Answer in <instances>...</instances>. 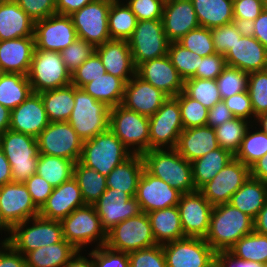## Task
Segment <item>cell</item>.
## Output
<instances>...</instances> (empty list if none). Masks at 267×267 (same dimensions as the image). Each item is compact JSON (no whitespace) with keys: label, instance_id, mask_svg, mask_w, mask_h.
I'll return each instance as SVG.
<instances>
[{"label":"cell","instance_id":"cell-63","mask_svg":"<svg viewBox=\"0 0 267 267\" xmlns=\"http://www.w3.org/2000/svg\"><path fill=\"white\" fill-rule=\"evenodd\" d=\"M24 184L31 195L33 203L40 210L53 192L54 187L37 173L33 174Z\"/></svg>","mask_w":267,"mask_h":267},{"label":"cell","instance_id":"cell-18","mask_svg":"<svg viewBox=\"0 0 267 267\" xmlns=\"http://www.w3.org/2000/svg\"><path fill=\"white\" fill-rule=\"evenodd\" d=\"M249 176L250 168L234 158L199 191L212 206L229 203L231 196Z\"/></svg>","mask_w":267,"mask_h":267},{"label":"cell","instance_id":"cell-46","mask_svg":"<svg viewBox=\"0 0 267 267\" xmlns=\"http://www.w3.org/2000/svg\"><path fill=\"white\" fill-rule=\"evenodd\" d=\"M229 251L243 260L267 265V235L253 231L240 238Z\"/></svg>","mask_w":267,"mask_h":267},{"label":"cell","instance_id":"cell-77","mask_svg":"<svg viewBox=\"0 0 267 267\" xmlns=\"http://www.w3.org/2000/svg\"><path fill=\"white\" fill-rule=\"evenodd\" d=\"M4 74V71L2 70V67L0 65V77Z\"/></svg>","mask_w":267,"mask_h":267},{"label":"cell","instance_id":"cell-75","mask_svg":"<svg viewBox=\"0 0 267 267\" xmlns=\"http://www.w3.org/2000/svg\"><path fill=\"white\" fill-rule=\"evenodd\" d=\"M206 267H222V266L220 265V262L214 257Z\"/></svg>","mask_w":267,"mask_h":267},{"label":"cell","instance_id":"cell-29","mask_svg":"<svg viewBox=\"0 0 267 267\" xmlns=\"http://www.w3.org/2000/svg\"><path fill=\"white\" fill-rule=\"evenodd\" d=\"M34 50V37L0 41V65L4 73H18L27 76Z\"/></svg>","mask_w":267,"mask_h":267},{"label":"cell","instance_id":"cell-51","mask_svg":"<svg viewBox=\"0 0 267 267\" xmlns=\"http://www.w3.org/2000/svg\"><path fill=\"white\" fill-rule=\"evenodd\" d=\"M177 42L184 48L197 53L201 57L210 56L216 53L211 29L206 27L200 26L190 30Z\"/></svg>","mask_w":267,"mask_h":267},{"label":"cell","instance_id":"cell-25","mask_svg":"<svg viewBox=\"0 0 267 267\" xmlns=\"http://www.w3.org/2000/svg\"><path fill=\"white\" fill-rule=\"evenodd\" d=\"M50 123L41 95L32 93L11 110L10 130L37 137Z\"/></svg>","mask_w":267,"mask_h":267},{"label":"cell","instance_id":"cell-6","mask_svg":"<svg viewBox=\"0 0 267 267\" xmlns=\"http://www.w3.org/2000/svg\"><path fill=\"white\" fill-rule=\"evenodd\" d=\"M74 99V108L68 123L83 142L109 129L110 107L76 86Z\"/></svg>","mask_w":267,"mask_h":267},{"label":"cell","instance_id":"cell-62","mask_svg":"<svg viewBox=\"0 0 267 267\" xmlns=\"http://www.w3.org/2000/svg\"><path fill=\"white\" fill-rule=\"evenodd\" d=\"M223 101L234 117L246 119L254 124V111L248 91L235 94Z\"/></svg>","mask_w":267,"mask_h":267},{"label":"cell","instance_id":"cell-13","mask_svg":"<svg viewBox=\"0 0 267 267\" xmlns=\"http://www.w3.org/2000/svg\"><path fill=\"white\" fill-rule=\"evenodd\" d=\"M183 130L179 101L175 97H168L149 117L150 150L176 148Z\"/></svg>","mask_w":267,"mask_h":267},{"label":"cell","instance_id":"cell-48","mask_svg":"<svg viewBox=\"0 0 267 267\" xmlns=\"http://www.w3.org/2000/svg\"><path fill=\"white\" fill-rule=\"evenodd\" d=\"M168 56L184 81L195 75L201 57L197 53L184 48L178 42H170Z\"/></svg>","mask_w":267,"mask_h":267},{"label":"cell","instance_id":"cell-70","mask_svg":"<svg viewBox=\"0 0 267 267\" xmlns=\"http://www.w3.org/2000/svg\"><path fill=\"white\" fill-rule=\"evenodd\" d=\"M81 251H77L76 254L69 260V262L64 267H94L93 263V249L88 254V259L83 256Z\"/></svg>","mask_w":267,"mask_h":267},{"label":"cell","instance_id":"cell-61","mask_svg":"<svg viewBox=\"0 0 267 267\" xmlns=\"http://www.w3.org/2000/svg\"><path fill=\"white\" fill-rule=\"evenodd\" d=\"M226 66V59L222 54L200 57L197 71L192 78L216 80Z\"/></svg>","mask_w":267,"mask_h":267},{"label":"cell","instance_id":"cell-60","mask_svg":"<svg viewBox=\"0 0 267 267\" xmlns=\"http://www.w3.org/2000/svg\"><path fill=\"white\" fill-rule=\"evenodd\" d=\"M19 7L34 21L56 14V0H14Z\"/></svg>","mask_w":267,"mask_h":267},{"label":"cell","instance_id":"cell-5","mask_svg":"<svg viewBox=\"0 0 267 267\" xmlns=\"http://www.w3.org/2000/svg\"><path fill=\"white\" fill-rule=\"evenodd\" d=\"M8 234L5 237L6 241L23 255L40 247L56 244L64 239L60 221L49 220L40 216L15 225Z\"/></svg>","mask_w":267,"mask_h":267},{"label":"cell","instance_id":"cell-8","mask_svg":"<svg viewBox=\"0 0 267 267\" xmlns=\"http://www.w3.org/2000/svg\"><path fill=\"white\" fill-rule=\"evenodd\" d=\"M109 129L133 154L150 150L149 117L117 105L110 108Z\"/></svg>","mask_w":267,"mask_h":267},{"label":"cell","instance_id":"cell-12","mask_svg":"<svg viewBox=\"0 0 267 267\" xmlns=\"http://www.w3.org/2000/svg\"><path fill=\"white\" fill-rule=\"evenodd\" d=\"M128 43L136 68L145 61L168 55L170 45L162 20L137 21Z\"/></svg>","mask_w":267,"mask_h":267},{"label":"cell","instance_id":"cell-45","mask_svg":"<svg viewBox=\"0 0 267 267\" xmlns=\"http://www.w3.org/2000/svg\"><path fill=\"white\" fill-rule=\"evenodd\" d=\"M251 124L246 119L234 117L214 128L219 146L235 156Z\"/></svg>","mask_w":267,"mask_h":267},{"label":"cell","instance_id":"cell-10","mask_svg":"<svg viewBox=\"0 0 267 267\" xmlns=\"http://www.w3.org/2000/svg\"><path fill=\"white\" fill-rule=\"evenodd\" d=\"M105 245L113 250L130 253L157 245L147 213L128 218L107 231Z\"/></svg>","mask_w":267,"mask_h":267},{"label":"cell","instance_id":"cell-40","mask_svg":"<svg viewBox=\"0 0 267 267\" xmlns=\"http://www.w3.org/2000/svg\"><path fill=\"white\" fill-rule=\"evenodd\" d=\"M33 93L26 75L4 73L0 77V104L12 110Z\"/></svg>","mask_w":267,"mask_h":267},{"label":"cell","instance_id":"cell-22","mask_svg":"<svg viewBox=\"0 0 267 267\" xmlns=\"http://www.w3.org/2000/svg\"><path fill=\"white\" fill-rule=\"evenodd\" d=\"M136 74L168 97H175L184 91V80L168 55L141 63L136 68Z\"/></svg>","mask_w":267,"mask_h":267},{"label":"cell","instance_id":"cell-19","mask_svg":"<svg viewBox=\"0 0 267 267\" xmlns=\"http://www.w3.org/2000/svg\"><path fill=\"white\" fill-rule=\"evenodd\" d=\"M93 205L106 232L113 226L128 218L138 216L142 212L136 197L113 188H107Z\"/></svg>","mask_w":267,"mask_h":267},{"label":"cell","instance_id":"cell-57","mask_svg":"<svg viewBox=\"0 0 267 267\" xmlns=\"http://www.w3.org/2000/svg\"><path fill=\"white\" fill-rule=\"evenodd\" d=\"M234 22L247 28L264 10V0H233Z\"/></svg>","mask_w":267,"mask_h":267},{"label":"cell","instance_id":"cell-28","mask_svg":"<svg viewBox=\"0 0 267 267\" xmlns=\"http://www.w3.org/2000/svg\"><path fill=\"white\" fill-rule=\"evenodd\" d=\"M95 53L100 57L106 73L121 78L125 83L136 74L128 41L109 40L95 47Z\"/></svg>","mask_w":267,"mask_h":267},{"label":"cell","instance_id":"cell-14","mask_svg":"<svg viewBox=\"0 0 267 267\" xmlns=\"http://www.w3.org/2000/svg\"><path fill=\"white\" fill-rule=\"evenodd\" d=\"M36 139L40 154L80 161L83 141L68 121L50 122Z\"/></svg>","mask_w":267,"mask_h":267},{"label":"cell","instance_id":"cell-53","mask_svg":"<svg viewBox=\"0 0 267 267\" xmlns=\"http://www.w3.org/2000/svg\"><path fill=\"white\" fill-rule=\"evenodd\" d=\"M246 32L247 28L235 22L212 28V40L216 53L225 55Z\"/></svg>","mask_w":267,"mask_h":267},{"label":"cell","instance_id":"cell-35","mask_svg":"<svg viewBox=\"0 0 267 267\" xmlns=\"http://www.w3.org/2000/svg\"><path fill=\"white\" fill-rule=\"evenodd\" d=\"M201 27L209 29L234 22L233 0H191Z\"/></svg>","mask_w":267,"mask_h":267},{"label":"cell","instance_id":"cell-1","mask_svg":"<svg viewBox=\"0 0 267 267\" xmlns=\"http://www.w3.org/2000/svg\"><path fill=\"white\" fill-rule=\"evenodd\" d=\"M254 231L253 219L230 203L215 205L205 241L215 251H228L240 238Z\"/></svg>","mask_w":267,"mask_h":267},{"label":"cell","instance_id":"cell-37","mask_svg":"<svg viewBox=\"0 0 267 267\" xmlns=\"http://www.w3.org/2000/svg\"><path fill=\"white\" fill-rule=\"evenodd\" d=\"M233 159L234 155L219 147L192 161V179L196 190L211 181Z\"/></svg>","mask_w":267,"mask_h":267},{"label":"cell","instance_id":"cell-4","mask_svg":"<svg viewBox=\"0 0 267 267\" xmlns=\"http://www.w3.org/2000/svg\"><path fill=\"white\" fill-rule=\"evenodd\" d=\"M0 147L10 163L13 182L24 183L36 173L40 155L36 137L8 129L0 135Z\"/></svg>","mask_w":267,"mask_h":267},{"label":"cell","instance_id":"cell-52","mask_svg":"<svg viewBox=\"0 0 267 267\" xmlns=\"http://www.w3.org/2000/svg\"><path fill=\"white\" fill-rule=\"evenodd\" d=\"M248 93L255 118L267 112V70L249 73Z\"/></svg>","mask_w":267,"mask_h":267},{"label":"cell","instance_id":"cell-50","mask_svg":"<svg viewBox=\"0 0 267 267\" xmlns=\"http://www.w3.org/2000/svg\"><path fill=\"white\" fill-rule=\"evenodd\" d=\"M179 101L181 119L184 129L204 126L207 124L208 110L197 100L189 97L184 91L175 96Z\"/></svg>","mask_w":267,"mask_h":267},{"label":"cell","instance_id":"cell-55","mask_svg":"<svg viewBox=\"0 0 267 267\" xmlns=\"http://www.w3.org/2000/svg\"><path fill=\"white\" fill-rule=\"evenodd\" d=\"M106 73L100 57L94 52L85 62L71 73V84L82 88L85 84Z\"/></svg>","mask_w":267,"mask_h":267},{"label":"cell","instance_id":"cell-2","mask_svg":"<svg viewBox=\"0 0 267 267\" xmlns=\"http://www.w3.org/2000/svg\"><path fill=\"white\" fill-rule=\"evenodd\" d=\"M145 169L182 194L196 191L191 162L175 148L151 149L142 154Z\"/></svg>","mask_w":267,"mask_h":267},{"label":"cell","instance_id":"cell-39","mask_svg":"<svg viewBox=\"0 0 267 267\" xmlns=\"http://www.w3.org/2000/svg\"><path fill=\"white\" fill-rule=\"evenodd\" d=\"M125 84L121 78L105 73L103 76L85 84L82 88L94 99L112 108L122 104Z\"/></svg>","mask_w":267,"mask_h":267},{"label":"cell","instance_id":"cell-32","mask_svg":"<svg viewBox=\"0 0 267 267\" xmlns=\"http://www.w3.org/2000/svg\"><path fill=\"white\" fill-rule=\"evenodd\" d=\"M144 168L142 154H132L108 174L106 177L107 188L118 189V191H124L131 197H135Z\"/></svg>","mask_w":267,"mask_h":267},{"label":"cell","instance_id":"cell-67","mask_svg":"<svg viewBox=\"0 0 267 267\" xmlns=\"http://www.w3.org/2000/svg\"><path fill=\"white\" fill-rule=\"evenodd\" d=\"M247 31L267 48V11L265 9L247 27Z\"/></svg>","mask_w":267,"mask_h":267},{"label":"cell","instance_id":"cell-58","mask_svg":"<svg viewBox=\"0 0 267 267\" xmlns=\"http://www.w3.org/2000/svg\"><path fill=\"white\" fill-rule=\"evenodd\" d=\"M136 16L141 20H162L165 0H123Z\"/></svg>","mask_w":267,"mask_h":267},{"label":"cell","instance_id":"cell-76","mask_svg":"<svg viewBox=\"0 0 267 267\" xmlns=\"http://www.w3.org/2000/svg\"><path fill=\"white\" fill-rule=\"evenodd\" d=\"M264 9L267 11V0H264Z\"/></svg>","mask_w":267,"mask_h":267},{"label":"cell","instance_id":"cell-7","mask_svg":"<svg viewBox=\"0 0 267 267\" xmlns=\"http://www.w3.org/2000/svg\"><path fill=\"white\" fill-rule=\"evenodd\" d=\"M63 238L76 250L81 251L87 245L94 244V248L105 245L107 232L102 227L94 205L86 204L75 209L61 221Z\"/></svg>","mask_w":267,"mask_h":267},{"label":"cell","instance_id":"cell-56","mask_svg":"<svg viewBox=\"0 0 267 267\" xmlns=\"http://www.w3.org/2000/svg\"><path fill=\"white\" fill-rule=\"evenodd\" d=\"M129 267H167L161 244L128 253Z\"/></svg>","mask_w":267,"mask_h":267},{"label":"cell","instance_id":"cell-73","mask_svg":"<svg viewBox=\"0 0 267 267\" xmlns=\"http://www.w3.org/2000/svg\"><path fill=\"white\" fill-rule=\"evenodd\" d=\"M11 110L0 104V135L10 128Z\"/></svg>","mask_w":267,"mask_h":267},{"label":"cell","instance_id":"cell-41","mask_svg":"<svg viewBox=\"0 0 267 267\" xmlns=\"http://www.w3.org/2000/svg\"><path fill=\"white\" fill-rule=\"evenodd\" d=\"M137 18L122 0H112L108 12V29L111 40L128 41L137 24Z\"/></svg>","mask_w":267,"mask_h":267},{"label":"cell","instance_id":"cell-27","mask_svg":"<svg viewBox=\"0 0 267 267\" xmlns=\"http://www.w3.org/2000/svg\"><path fill=\"white\" fill-rule=\"evenodd\" d=\"M85 205L78 182L72 177L53 189L46 203L39 210V216L61 221L75 209Z\"/></svg>","mask_w":267,"mask_h":267},{"label":"cell","instance_id":"cell-16","mask_svg":"<svg viewBox=\"0 0 267 267\" xmlns=\"http://www.w3.org/2000/svg\"><path fill=\"white\" fill-rule=\"evenodd\" d=\"M35 49L61 52L77 38L71 16L53 14L35 22Z\"/></svg>","mask_w":267,"mask_h":267},{"label":"cell","instance_id":"cell-26","mask_svg":"<svg viewBox=\"0 0 267 267\" xmlns=\"http://www.w3.org/2000/svg\"><path fill=\"white\" fill-rule=\"evenodd\" d=\"M162 22L170 42H177L190 30L200 27L191 0H165Z\"/></svg>","mask_w":267,"mask_h":267},{"label":"cell","instance_id":"cell-3","mask_svg":"<svg viewBox=\"0 0 267 267\" xmlns=\"http://www.w3.org/2000/svg\"><path fill=\"white\" fill-rule=\"evenodd\" d=\"M133 153L110 130L83 142L80 162L107 177L119 164Z\"/></svg>","mask_w":267,"mask_h":267},{"label":"cell","instance_id":"cell-11","mask_svg":"<svg viewBox=\"0 0 267 267\" xmlns=\"http://www.w3.org/2000/svg\"><path fill=\"white\" fill-rule=\"evenodd\" d=\"M39 216L24 183L10 182L0 186V231L4 234L17 224Z\"/></svg>","mask_w":267,"mask_h":267},{"label":"cell","instance_id":"cell-74","mask_svg":"<svg viewBox=\"0 0 267 267\" xmlns=\"http://www.w3.org/2000/svg\"><path fill=\"white\" fill-rule=\"evenodd\" d=\"M254 123H255L254 125L257 126V127H259V129L262 132H264L265 134H267V112L258 115L255 118Z\"/></svg>","mask_w":267,"mask_h":267},{"label":"cell","instance_id":"cell-59","mask_svg":"<svg viewBox=\"0 0 267 267\" xmlns=\"http://www.w3.org/2000/svg\"><path fill=\"white\" fill-rule=\"evenodd\" d=\"M93 263L94 267H129V256L103 245L93 249Z\"/></svg>","mask_w":267,"mask_h":267},{"label":"cell","instance_id":"cell-71","mask_svg":"<svg viewBox=\"0 0 267 267\" xmlns=\"http://www.w3.org/2000/svg\"><path fill=\"white\" fill-rule=\"evenodd\" d=\"M13 182L11 166L0 147V186Z\"/></svg>","mask_w":267,"mask_h":267},{"label":"cell","instance_id":"cell-65","mask_svg":"<svg viewBox=\"0 0 267 267\" xmlns=\"http://www.w3.org/2000/svg\"><path fill=\"white\" fill-rule=\"evenodd\" d=\"M233 118L234 116L232 115L231 111L222 100L208 110L206 125L216 128L217 126L222 125L226 121H229Z\"/></svg>","mask_w":267,"mask_h":267},{"label":"cell","instance_id":"cell-69","mask_svg":"<svg viewBox=\"0 0 267 267\" xmlns=\"http://www.w3.org/2000/svg\"><path fill=\"white\" fill-rule=\"evenodd\" d=\"M250 176L267 183V153L250 167Z\"/></svg>","mask_w":267,"mask_h":267},{"label":"cell","instance_id":"cell-21","mask_svg":"<svg viewBox=\"0 0 267 267\" xmlns=\"http://www.w3.org/2000/svg\"><path fill=\"white\" fill-rule=\"evenodd\" d=\"M181 195L182 193L170 184L143 169L135 196L142 212L149 213L177 206Z\"/></svg>","mask_w":267,"mask_h":267},{"label":"cell","instance_id":"cell-44","mask_svg":"<svg viewBox=\"0 0 267 267\" xmlns=\"http://www.w3.org/2000/svg\"><path fill=\"white\" fill-rule=\"evenodd\" d=\"M266 153L267 134L262 132L254 124H251L234 158L241 161L243 164L250 168L257 160L263 157Z\"/></svg>","mask_w":267,"mask_h":267},{"label":"cell","instance_id":"cell-42","mask_svg":"<svg viewBox=\"0 0 267 267\" xmlns=\"http://www.w3.org/2000/svg\"><path fill=\"white\" fill-rule=\"evenodd\" d=\"M74 165L75 162L72 160L40 154L36 173L55 188L73 177Z\"/></svg>","mask_w":267,"mask_h":267},{"label":"cell","instance_id":"cell-36","mask_svg":"<svg viewBox=\"0 0 267 267\" xmlns=\"http://www.w3.org/2000/svg\"><path fill=\"white\" fill-rule=\"evenodd\" d=\"M69 242H61L40 247L24 255L27 267H64L76 254Z\"/></svg>","mask_w":267,"mask_h":267},{"label":"cell","instance_id":"cell-47","mask_svg":"<svg viewBox=\"0 0 267 267\" xmlns=\"http://www.w3.org/2000/svg\"><path fill=\"white\" fill-rule=\"evenodd\" d=\"M184 92L207 109L222 101L216 80L189 78L184 81Z\"/></svg>","mask_w":267,"mask_h":267},{"label":"cell","instance_id":"cell-9","mask_svg":"<svg viewBox=\"0 0 267 267\" xmlns=\"http://www.w3.org/2000/svg\"><path fill=\"white\" fill-rule=\"evenodd\" d=\"M33 93H41L71 84V73L60 52L35 49L28 72Z\"/></svg>","mask_w":267,"mask_h":267},{"label":"cell","instance_id":"cell-66","mask_svg":"<svg viewBox=\"0 0 267 267\" xmlns=\"http://www.w3.org/2000/svg\"><path fill=\"white\" fill-rule=\"evenodd\" d=\"M215 258L220 262L222 267H266L265 264L255 261L243 260L228 251H218Z\"/></svg>","mask_w":267,"mask_h":267},{"label":"cell","instance_id":"cell-31","mask_svg":"<svg viewBox=\"0 0 267 267\" xmlns=\"http://www.w3.org/2000/svg\"><path fill=\"white\" fill-rule=\"evenodd\" d=\"M35 22L14 0H0V41L34 37Z\"/></svg>","mask_w":267,"mask_h":267},{"label":"cell","instance_id":"cell-33","mask_svg":"<svg viewBox=\"0 0 267 267\" xmlns=\"http://www.w3.org/2000/svg\"><path fill=\"white\" fill-rule=\"evenodd\" d=\"M152 234L157 244L185 238L177 206L147 213Z\"/></svg>","mask_w":267,"mask_h":267},{"label":"cell","instance_id":"cell-30","mask_svg":"<svg viewBox=\"0 0 267 267\" xmlns=\"http://www.w3.org/2000/svg\"><path fill=\"white\" fill-rule=\"evenodd\" d=\"M219 147L214 128L204 125L184 129L175 149L183 158L192 162Z\"/></svg>","mask_w":267,"mask_h":267},{"label":"cell","instance_id":"cell-17","mask_svg":"<svg viewBox=\"0 0 267 267\" xmlns=\"http://www.w3.org/2000/svg\"><path fill=\"white\" fill-rule=\"evenodd\" d=\"M167 267H206L215 251L200 237H185L162 244Z\"/></svg>","mask_w":267,"mask_h":267},{"label":"cell","instance_id":"cell-24","mask_svg":"<svg viewBox=\"0 0 267 267\" xmlns=\"http://www.w3.org/2000/svg\"><path fill=\"white\" fill-rule=\"evenodd\" d=\"M228 66L252 73L267 70V48L248 31L224 55Z\"/></svg>","mask_w":267,"mask_h":267},{"label":"cell","instance_id":"cell-54","mask_svg":"<svg viewBox=\"0 0 267 267\" xmlns=\"http://www.w3.org/2000/svg\"><path fill=\"white\" fill-rule=\"evenodd\" d=\"M95 47L83 39L77 38L72 44L60 52L67 70L72 73L93 53Z\"/></svg>","mask_w":267,"mask_h":267},{"label":"cell","instance_id":"cell-23","mask_svg":"<svg viewBox=\"0 0 267 267\" xmlns=\"http://www.w3.org/2000/svg\"><path fill=\"white\" fill-rule=\"evenodd\" d=\"M168 96L135 74L126 84L121 105L141 115L151 117Z\"/></svg>","mask_w":267,"mask_h":267},{"label":"cell","instance_id":"cell-49","mask_svg":"<svg viewBox=\"0 0 267 267\" xmlns=\"http://www.w3.org/2000/svg\"><path fill=\"white\" fill-rule=\"evenodd\" d=\"M249 74L242 70L226 66L216 78L220 96L223 99L248 90Z\"/></svg>","mask_w":267,"mask_h":267},{"label":"cell","instance_id":"cell-43","mask_svg":"<svg viewBox=\"0 0 267 267\" xmlns=\"http://www.w3.org/2000/svg\"><path fill=\"white\" fill-rule=\"evenodd\" d=\"M73 177L77 180L85 204L93 205L106 191V177L80 161L74 165Z\"/></svg>","mask_w":267,"mask_h":267},{"label":"cell","instance_id":"cell-34","mask_svg":"<svg viewBox=\"0 0 267 267\" xmlns=\"http://www.w3.org/2000/svg\"><path fill=\"white\" fill-rule=\"evenodd\" d=\"M267 201V183L249 176L231 196L229 203L253 220Z\"/></svg>","mask_w":267,"mask_h":267},{"label":"cell","instance_id":"cell-38","mask_svg":"<svg viewBox=\"0 0 267 267\" xmlns=\"http://www.w3.org/2000/svg\"><path fill=\"white\" fill-rule=\"evenodd\" d=\"M50 122L68 121L74 108V85L39 93Z\"/></svg>","mask_w":267,"mask_h":267},{"label":"cell","instance_id":"cell-15","mask_svg":"<svg viewBox=\"0 0 267 267\" xmlns=\"http://www.w3.org/2000/svg\"><path fill=\"white\" fill-rule=\"evenodd\" d=\"M112 0H95L71 16L77 36L94 47L111 40L108 29V12Z\"/></svg>","mask_w":267,"mask_h":267},{"label":"cell","instance_id":"cell-68","mask_svg":"<svg viewBox=\"0 0 267 267\" xmlns=\"http://www.w3.org/2000/svg\"><path fill=\"white\" fill-rule=\"evenodd\" d=\"M95 0H56V14L70 16Z\"/></svg>","mask_w":267,"mask_h":267},{"label":"cell","instance_id":"cell-64","mask_svg":"<svg viewBox=\"0 0 267 267\" xmlns=\"http://www.w3.org/2000/svg\"><path fill=\"white\" fill-rule=\"evenodd\" d=\"M0 267H27L24 255L17 252L6 238L0 241Z\"/></svg>","mask_w":267,"mask_h":267},{"label":"cell","instance_id":"cell-72","mask_svg":"<svg viewBox=\"0 0 267 267\" xmlns=\"http://www.w3.org/2000/svg\"><path fill=\"white\" fill-rule=\"evenodd\" d=\"M254 231L267 235V201L253 220Z\"/></svg>","mask_w":267,"mask_h":267},{"label":"cell","instance_id":"cell-20","mask_svg":"<svg viewBox=\"0 0 267 267\" xmlns=\"http://www.w3.org/2000/svg\"><path fill=\"white\" fill-rule=\"evenodd\" d=\"M186 237L205 238L209 230L212 206L199 190L181 195L177 205Z\"/></svg>","mask_w":267,"mask_h":267}]
</instances>
